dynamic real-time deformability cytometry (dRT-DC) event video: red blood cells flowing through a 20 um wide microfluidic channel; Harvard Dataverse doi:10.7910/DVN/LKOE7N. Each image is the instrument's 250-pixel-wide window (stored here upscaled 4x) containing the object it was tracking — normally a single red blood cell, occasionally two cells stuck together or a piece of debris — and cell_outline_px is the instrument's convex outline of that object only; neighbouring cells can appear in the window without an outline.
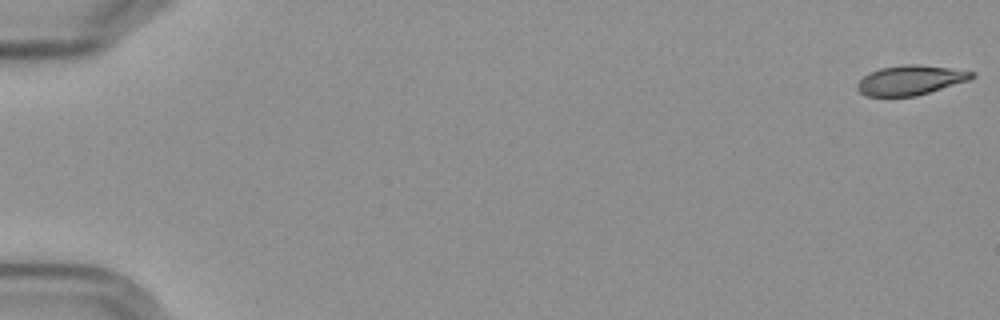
{"species": "Egyptian fruit bat (a non-hibernating species)", "species_latin": "Rousettus aegyptiacus", "temperature_condition": "cold", "stored_images_in_passage": 58, "camera_frame_rate_fps": 3000, "um_per_image_px": 0.085, "frame": {"image": 1, "passage_image": 1, "time_ms": 0.0, "image_size_px": [1000, 320], "cell_outline_px": [[976, 76], [968, 80], [916, 96], [868, 96], [860, 92], [856, 88], [856, 84], [868, 72], [880, 68], [904, 64], [920, 64], [976, 72]], "centroid_in_image_um": [77.37, 6.8], "position_along_channel_um": 7.6, "area_um2": 19.71}}
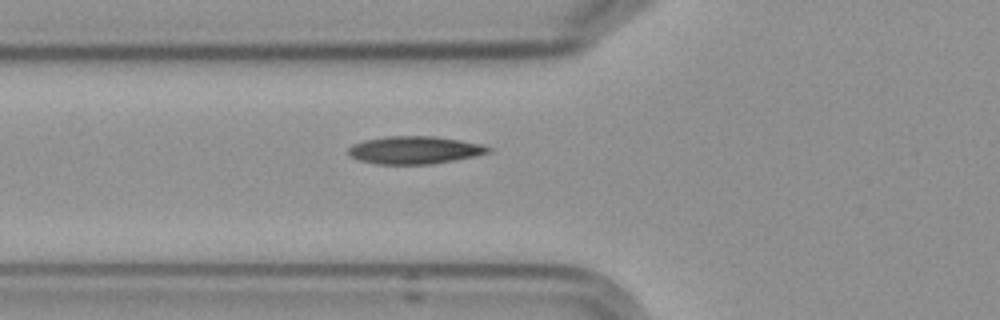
{"frame": {"image": 2, "passage_image": 22, "time_ms": 7.0, "image_size_px": [1000, 320], "cell_outline_px": [[492, 152], [476, 156], [432, 164], [376, 164], [360, 160], [348, 156], [348, 148], [352, 144], [364, 140], [384, 136], [436, 136], [460, 140], [480, 144], [492, 148]], "centroid_in_image_um": [35.23, 12.75], "position_along_channel_um": 90.6, "area_um2": 22.77}}
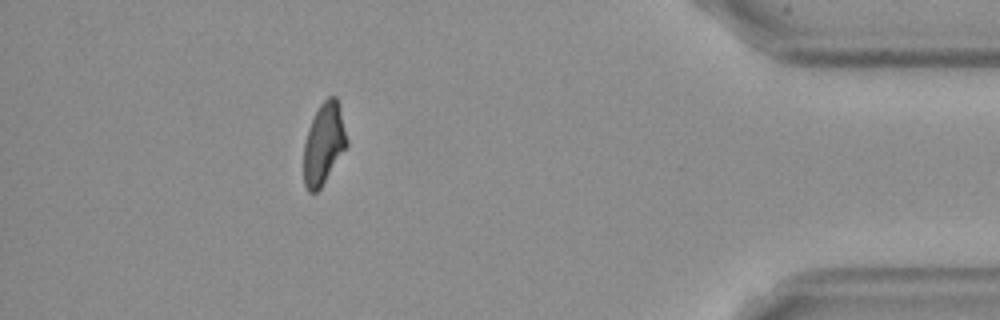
{"frame": {"image": 3, "passage_image": 52, "time_ms": 17.0, "image_size_px": [1000, 320], "cell_outline_px": [[348, 144], [320, 188], [316, 192], [308, 192], [304, 184], [304, 144], [308, 128], [320, 104], [328, 96], [336, 96], [340, 108], [348, 140]], "centroid_in_image_um": [27.52, 12.2], "position_along_channel_um": 407.7, "area_um2": 20.17}, "authors_computed_cell_mechanics": {"area_um2": 21.5883, "velocity_mm_per_s": 3.5968, "shape_relaxation_time_tau1_ms": 5.5003, "shape_relaxation_time_tau2_ms": 2.6846, "deformation_change_tau1": 0.156, "deformation_change_tau2": 0.0631}}